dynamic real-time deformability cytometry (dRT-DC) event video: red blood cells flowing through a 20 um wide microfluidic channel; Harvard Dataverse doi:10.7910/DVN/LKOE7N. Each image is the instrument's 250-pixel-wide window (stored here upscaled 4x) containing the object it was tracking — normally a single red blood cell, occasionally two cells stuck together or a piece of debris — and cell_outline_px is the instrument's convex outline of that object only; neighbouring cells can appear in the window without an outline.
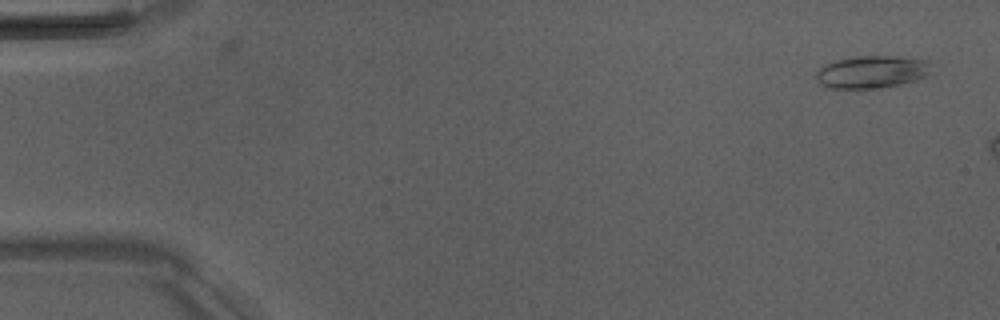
{"species": "Egyptian fruit bat (a non-hibernating species)", "species_latin": "Rousettus aegyptiacus", "temperature_condition": "room temperature", "stored_images_in_passage": 3, "camera_frame_rate_fps": 3000, "um_per_image_px": 0.085, "animal": {"sex": "male"}, "frame": {"image": 1, "passage_image": 1, "time_ms": 0.0, "image_size_px": [1000, 320], "cell_outline_px": [[932, 72], [928, 76], [916, 80], [900, 84], [880, 88], [828, 88], [820, 84], [816, 80], [816, 72], [820, 68], [836, 60], [856, 56], [896, 56], [928, 60]], "centroid_in_image_um": [74.14, 6.11], "position_along_channel_um": 10.9, "area_um2": 21.91}}